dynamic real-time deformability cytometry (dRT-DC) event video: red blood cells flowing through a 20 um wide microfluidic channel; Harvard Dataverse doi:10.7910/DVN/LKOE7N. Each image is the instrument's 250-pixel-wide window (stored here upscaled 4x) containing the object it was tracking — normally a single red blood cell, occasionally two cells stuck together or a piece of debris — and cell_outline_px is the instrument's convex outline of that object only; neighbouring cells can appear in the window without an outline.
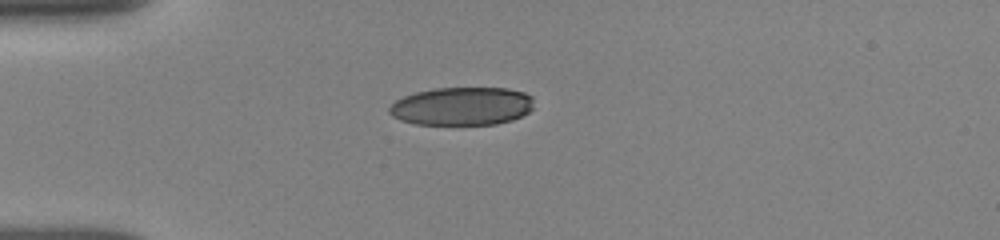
{"species": "human", "species_latin": "Homo sapiens", "temperature_condition": "room temperature", "stored_images_in_passage": 4, "camera_frame_rate_fps": 3000, "um_per_image_px": 0.085, "donor": {"sex": "female"}, "frame": {"image": 1, "passage_image": 1, "time_ms": 0.0, "image_size_px": [1000, 240], "cell_outline_px": [[532, 108], [528, 112], [512, 120], [496, 124], [416, 124], [400, 120], [392, 116], [388, 112], [388, 108], [396, 100], [404, 96], [416, 92], [436, 88], [508, 88], [524, 92], [532, 96]], "centroid_in_image_um": [39.25, 9.02], "position_along_channel_um": 45.7, "area_um2": 32.14}}
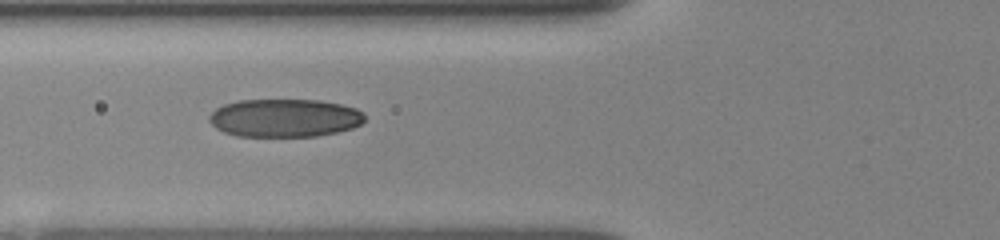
{"frame": {"image": 2, "passage_image": 3, "time_ms": 2.0, "image_size_px": [1000, 240], "cell_outline_px": [[364, 120], [360, 124], [352, 128], [336, 132], [316, 136], [236, 136], [224, 132], [216, 128], [208, 120], [208, 116], [216, 108], [224, 104], [240, 100], [320, 100], [340, 104], [356, 108], [364, 112]], "centroid_in_image_um": [24.18, 10.02], "position_along_channel_um": 101.6, "area_um2": 34.56}}